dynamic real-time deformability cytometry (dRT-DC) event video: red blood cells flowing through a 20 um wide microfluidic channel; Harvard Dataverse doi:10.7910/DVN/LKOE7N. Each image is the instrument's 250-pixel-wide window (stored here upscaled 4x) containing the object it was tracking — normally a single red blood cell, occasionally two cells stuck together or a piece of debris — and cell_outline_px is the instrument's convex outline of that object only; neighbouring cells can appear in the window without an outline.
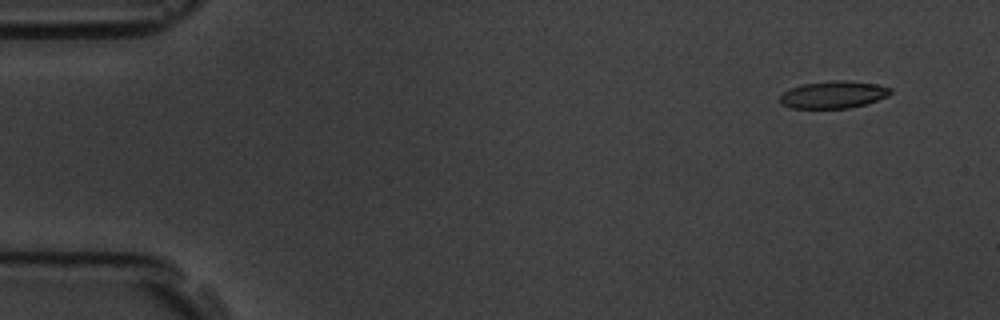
{"species": "common noctule bat (a hibernating species)", "species_latin": "Nyctalus noctula", "temperature_condition": "room temperature", "stored_images_in_passage": 5, "camera_frame_rate_fps": 3000, "um_per_image_px": 0.085, "animal": {"sex": "male", "body_mass_g": 19.5, "forearm_length_mm": 54.6}, "frame": {"image": 1, "passage_image": 2, "time_ms": 0.333, "image_size_px": [1000, 320], "cell_outline_px": [[892, 92], [888, 96], [864, 104], [848, 108], [792, 108], [780, 104], [780, 96], [788, 88], [800, 84], [832, 80], [844, 80], [876, 84], [892, 88]], "centroid_in_image_um": [70.8, 8.03], "position_along_channel_um": 14.2, "area_um2": 17.63}}
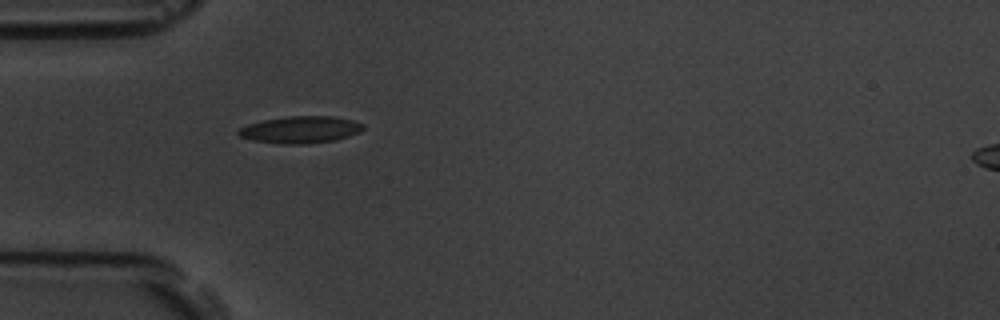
{"frame": {"image": 2, "passage_image": 5, "time_ms": 1.333, "image_size_px": [1000, 320], "cell_outline_px": [[364, 128], [360, 132], [336, 140], [308, 144], [284, 144], [252, 140], [240, 136], [236, 132], [240, 128], [248, 124], [264, 120], [288, 116], [332, 116], [352, 120], [364, 124]], "centroid_in_image_um": [25.56, 11.02], "position_along_channel_um": 59.4, "area_um2": 19.59}}